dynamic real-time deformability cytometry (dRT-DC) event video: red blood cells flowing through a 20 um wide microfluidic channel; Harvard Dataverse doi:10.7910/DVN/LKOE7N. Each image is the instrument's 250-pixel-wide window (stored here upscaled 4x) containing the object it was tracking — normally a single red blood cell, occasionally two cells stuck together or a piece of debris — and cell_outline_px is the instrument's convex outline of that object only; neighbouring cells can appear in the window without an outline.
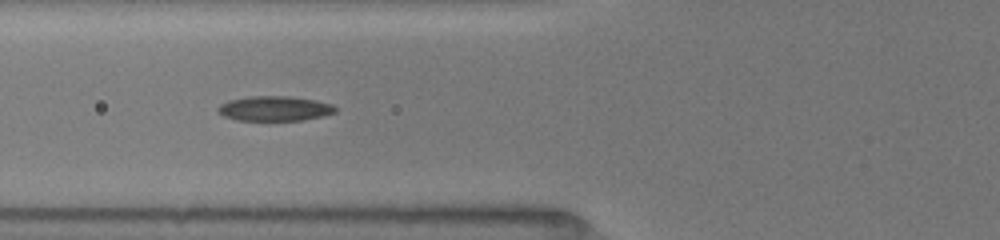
{"species": "common noctule bat (a hibernating species)", "species_latin": "Nyctalus noctula", "temperature_condition": "room temperature", "stored_images_in_passage": 15, "camera_frame_rate_fps": 3000, "um_per_image_px": 0.085, "animal": {"sex": "female", "body_mass_g": 19.5, "forearm_length_mm": 54.1}, "frame": {"image": 1, "passage_image": 8, "time_ms": 6.333, "image_size_px": [1000, 240], "cell_outline_px": [[336, 112], [324, 116], [304, 120], [236, 120], [224, 116], [216, 112], [216, 108], [220, 104], [228, 100], [248, 96], [292, 96], [316, 100], [332, 104], [336, 108]], "centroid_in_image_um": [23.32, 9.22], "position_along_channel_um": 102.5, "area_um2": 17.22}}
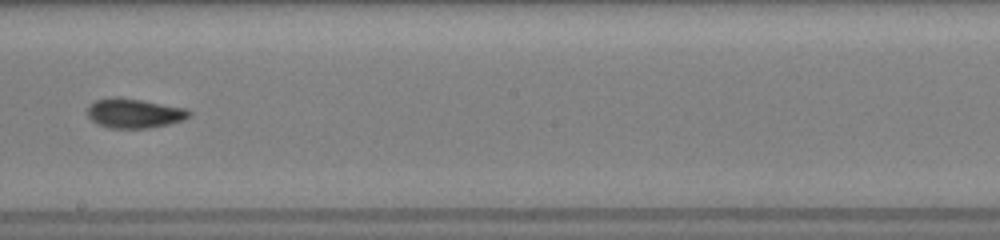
{"frame": {"image": 2, "passage_image": 12, "time_ms": 9.667, "image_size_px": [1000, 240], "cell_outline_px": [[192, 112], [184, 120], [168, 124], [148, 128], [108, 128], [92, 120], [88, 116], [88, 108], [96, 100], [112, 96], [120, 96], [188, 108]], "centroid_in_image_um": [11.44, 9.61], "position_along_channel_um": 236.8, "area_um2": 17.57}}
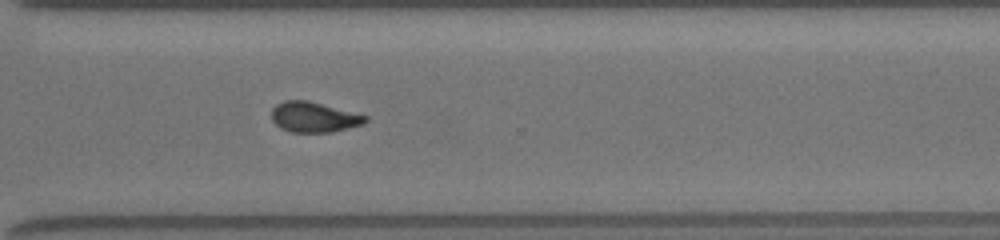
{"frame": {"image": 3, "passage_image": 15, "time_ms": 12.333, "image_size_px": [1000, 240], "cell_outline_px": [[368, 120], [364, 124], [332, 132], [292, 132], [280, 128], [272, 120], [272, 108], [276, 104], [284, 100], [308, 100], [368, 116]], "centroid_in_image_um": [26.68, 9.95], "position_along_channel_um": 343.9, "area_um2": 16.59}}